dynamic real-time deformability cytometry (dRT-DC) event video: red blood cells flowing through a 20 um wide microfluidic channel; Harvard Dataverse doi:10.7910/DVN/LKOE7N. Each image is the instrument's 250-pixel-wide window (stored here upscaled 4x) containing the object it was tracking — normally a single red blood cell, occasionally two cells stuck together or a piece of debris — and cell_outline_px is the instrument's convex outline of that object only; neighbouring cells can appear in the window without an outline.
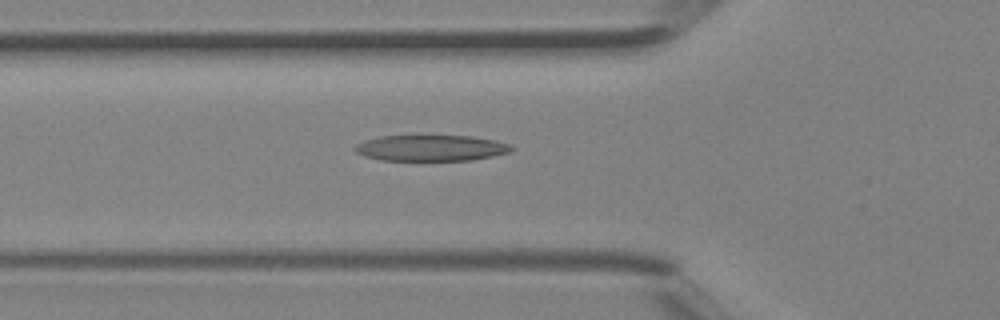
{"species": "Egyptian fruit bat (a non-hibernating species)", "species_latin": "Rousettus aegyptiacus", "temperature_condition": "room temperature", "stored_images_in_passage": 31, "camera_frame_rate_fps": 3000, "um_per_image_px": 0.085, "animal": {"sex": "female"}, "frame": {"image": 1, "passage_image": 4, "time_ms": 1.0, "image_size_px": [1000, 320], "cell_outline_px": [[516, 148], [508, 152], [492, 156], [472, 160], [380, 160], [364, 156], [356, 152], [352, 148], [356, 144], [364, 140], [380, 136], [472, 136], [512, 144]], "centroid_in_image_um": [36.62, 12.58], "position_along_channel_um": 89.2, "area_um2": 23.7}}
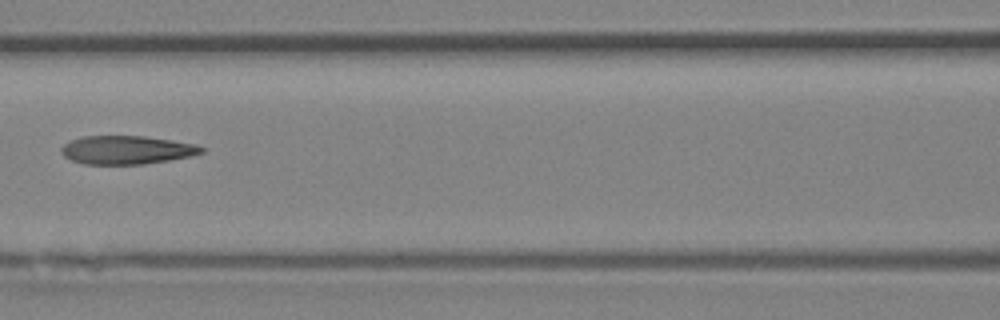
{"frame": {"image": 2, "passage_image": 8, "time_ms": 2.333, "image_size_px": [1000, 320], "cell_outline_px": [[204, 152], [192, 156], [144, 164], [84, 164], [72, 160], [64, 156], [60, 152], [60, 148], [64, 144], [72, 140], [84, 136], [144, 136], [196, 144], [204, 148]], "centroid_in_image_um": [10.77, 12.75], "position_along_channel_um": 155.8, "area_um2": 23.18}}
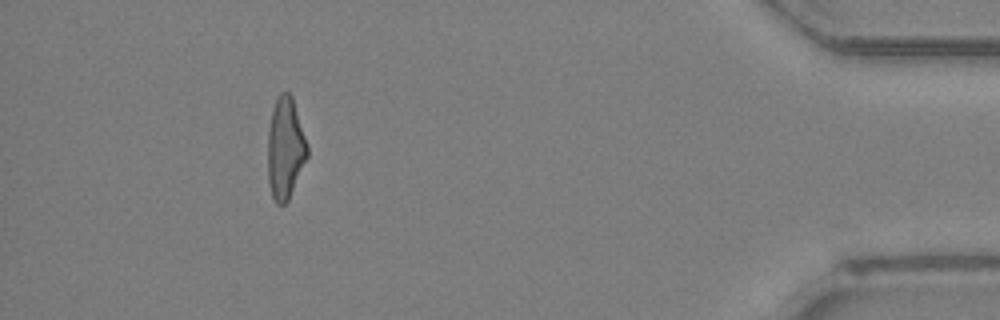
{"frame": {"image": 3, "passage_image": 27, "time_ms": 8.667, "image_size_px": [1000, 320], "cell_outline_px": [[308, 156], [288, 200], [284, 204], [276, 204], [272, 196], [268, 184], [268, 132], [272, 108], [280, 92], [288, 92], [292, 96], [308, 144]], "centroid_in_image_um": [24.25, 12.6], "position_along_channel_um": 411.0, "area_um2": 23.47}}